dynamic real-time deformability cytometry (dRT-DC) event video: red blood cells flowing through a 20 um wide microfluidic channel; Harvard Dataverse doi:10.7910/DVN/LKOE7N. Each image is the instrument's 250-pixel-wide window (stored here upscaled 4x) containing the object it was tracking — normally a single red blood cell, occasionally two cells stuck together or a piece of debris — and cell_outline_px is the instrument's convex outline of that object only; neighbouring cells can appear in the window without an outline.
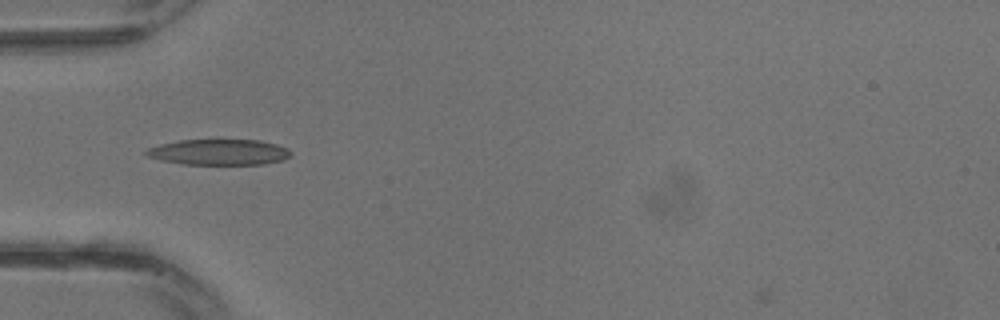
{"species": "common noctule bat (a hibernating species)", "species_latin": "Nyctalus noctula", "temperature_condition": "warm", "stored_images_in_passage": 15, "camera_frame_rate_fps": 3000, "um_per_image_px": 0.085, "animal": {"sex": "male", "body_mass_g": 13.3}, "frame": {"image": 1, "passage_image": 2, "time_ms": 0.333, "image_size_px": [1000, 320], "cell_outline_px": [[292, 152], [284, 160], [264, 164], [184, 164], [160, 160], [148, 156], [144, 152], [148, 148], [160, 144], [180, 140], [260, 140], [276, 144], [288, 148]], "centroid_in_image_um": [18.63, 12.93], "position_along_channel_um": 66.4, "area_um2": 21.62}}
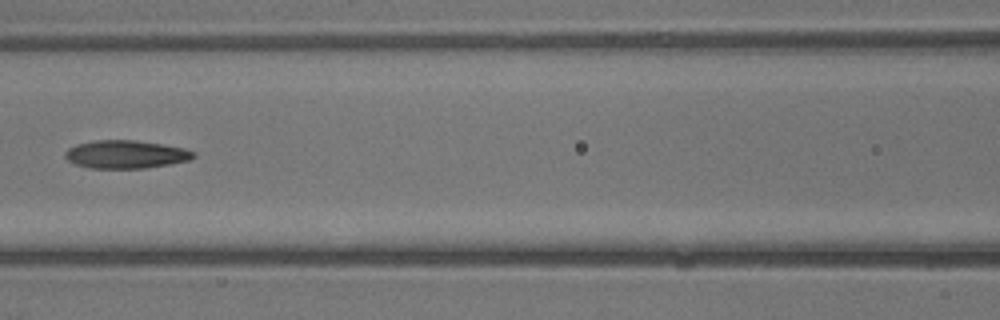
{"frame": {"image": 2, "passage_image": 6, "time_ms": 1.667, "image_size_px": [1000, 320], "cell_outline_px": [[196, 156], [192, 160], [144, 168], [92, 168], [76, 164], [68, 160], [64, 156], [64, 152], [68, 148], [76, 144], [92, 140], [136, 140], [184, 148], [196, 152]], "centroid_in_image_um": [10.7, 13.11], "position_along_channel_um": 155.9, "area_um2": 21.04}}
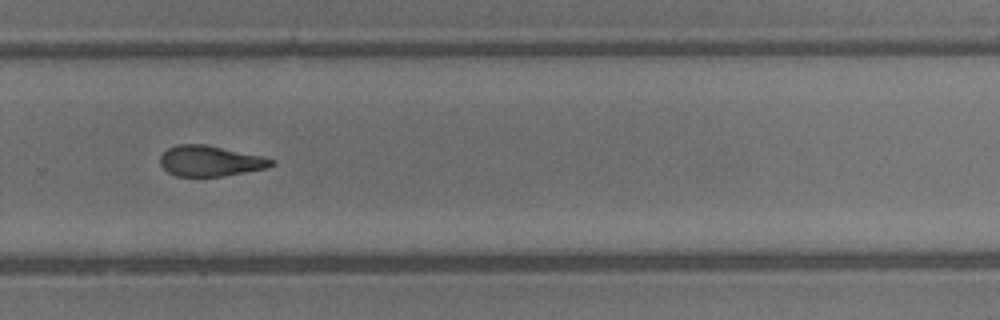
{"frame": {"image": 3, "passage_image": 13, "time_ms": 4.0, "image_size_px": [1000, 320], "cell_outline_px": [[276, 164], [268, 168], [224, 176], [176, 176], [168, 172], [160, 164], [160, 156], [168, 148], [180, 144], [204, 144], [264, 156], [276, 160]], "centroid_in_image_um": [17.92, 13.68], "position_along_channel_um": 311.9, "area_um2": 19.94}}